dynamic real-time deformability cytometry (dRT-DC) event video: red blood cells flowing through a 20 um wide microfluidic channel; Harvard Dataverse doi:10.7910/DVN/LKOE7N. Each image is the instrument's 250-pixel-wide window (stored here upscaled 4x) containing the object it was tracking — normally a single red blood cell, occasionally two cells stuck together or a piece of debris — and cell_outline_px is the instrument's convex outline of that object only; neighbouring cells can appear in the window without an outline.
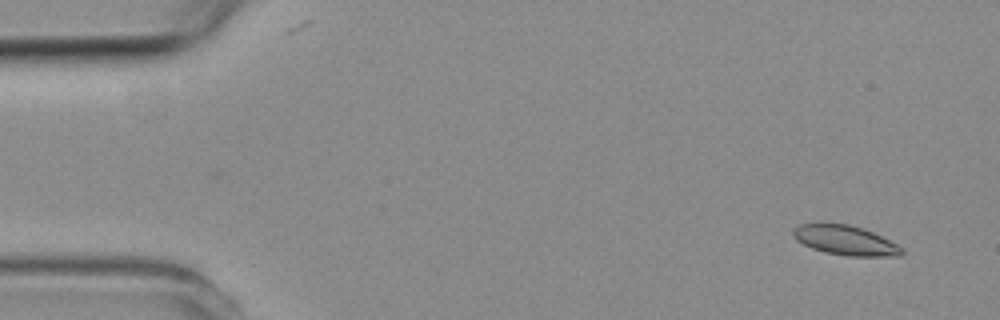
{"species": "common noctule bat (a hibernating species)", "species_latin": "Nyctalus noctula", "temperature_condition": "room temperature", "stored_images_in_passage": 4, "camera_frame_rate_fps": 3000, "um_per_image_px": 0.085, "animal": {"sex": "female", "body_mass_g": 19.3, "forearm_length_mm": 54.1}, "frame": {"image": 1, "passage_image": 1, "time_ms": 0.0, "image_size_px": [1000, 320], "cell_outline_px": [[904, 252], [900, 256], [848, 256], [824, 252], [812, 248], [796, 240], [792, 236], [792, 228], [800, 224], [820, 220], [848, 224], [872, 232], [904, 248]], "centroid_in_image_um": [71.76, 20.38], "position_along_channel_um": 13.2, "area_um2": 19.25}}